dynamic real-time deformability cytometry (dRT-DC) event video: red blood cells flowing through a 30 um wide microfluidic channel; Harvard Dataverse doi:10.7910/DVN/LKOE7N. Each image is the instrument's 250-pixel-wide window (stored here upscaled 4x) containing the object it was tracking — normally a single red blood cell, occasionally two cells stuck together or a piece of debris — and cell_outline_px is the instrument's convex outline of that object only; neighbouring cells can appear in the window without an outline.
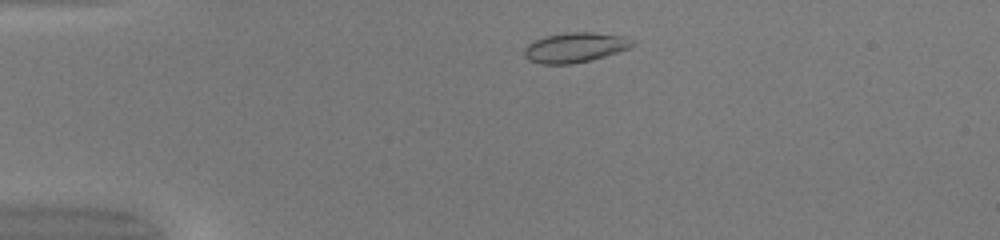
{"species": "common noctule bat (a hibernating species)", "species_latin": "Nyctalus noctula", "temperature_condition": "warm", "stored_images_in_passage": 40, "camera_frame_rate_fps": 3000, "um_per_image_px": 0.085, "animal": {"sex": "female", "body_mass_g": 20.0, "forearm_length_mm": 54.0}, "frame": {"image": 1, "passage_image": 4, "time_ms": 1.0, "image_size_px": [1000, 240], "cell_outline_px": [[636, 44], [628, 48], [592, 60], [572, 64], [540, 64], [528, 60], [524, 56], [524, 48], [528, 44], [544, 36], [564, 32], [592, 32], [624, 36], [632, 40]], "centroid_in_image_um": [48.85, 4.03], "position_along_channel_um": 36.2, "area_um2": 18.9}}
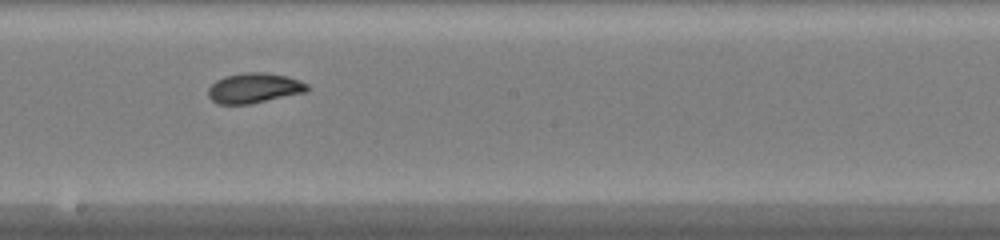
{"frame": {"image": 2, "passage_image": 21, "time_ms": 6.667, "image_size_px": [1000, 240], "cell_outline_px": [[308, 92], [252, 104], [220, 104], [212, 100], [208, 96], [208, 88], [216, 80], [224, 76], [244, 72], [264, 72], [288, 76], [300, 80], [308, 84]], "centroid_in_image_um": [21.63, 7.48], "position_along_channel_um": 226.6, "area_um2": 17.63}}
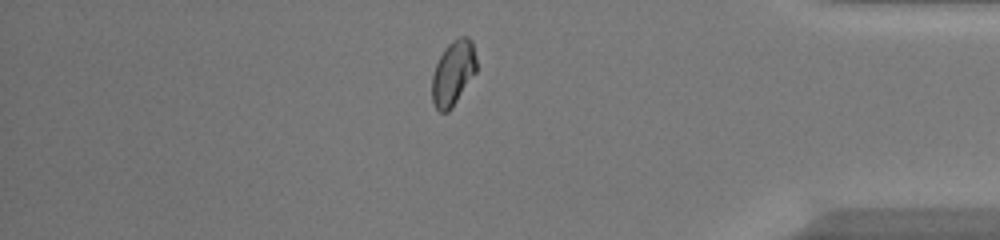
{"frame": {"image": 3, "passage_image": 35, "time_ms": 11.333, "image_size_px": [1000, 240], "cell_outline_px": [[476, 72], [452, 108], [448, 112], [440, 112], [436, 108], [432, 100], [432, 76], [436, 64], [444, 48], [452, 40], [460, 36], [468, 36], [472, 40], [476, 60]], "centroid_in_image_um": [38.52, 6.19], "position_along_channel_um": 396.7, "area_um2": 16.82}}